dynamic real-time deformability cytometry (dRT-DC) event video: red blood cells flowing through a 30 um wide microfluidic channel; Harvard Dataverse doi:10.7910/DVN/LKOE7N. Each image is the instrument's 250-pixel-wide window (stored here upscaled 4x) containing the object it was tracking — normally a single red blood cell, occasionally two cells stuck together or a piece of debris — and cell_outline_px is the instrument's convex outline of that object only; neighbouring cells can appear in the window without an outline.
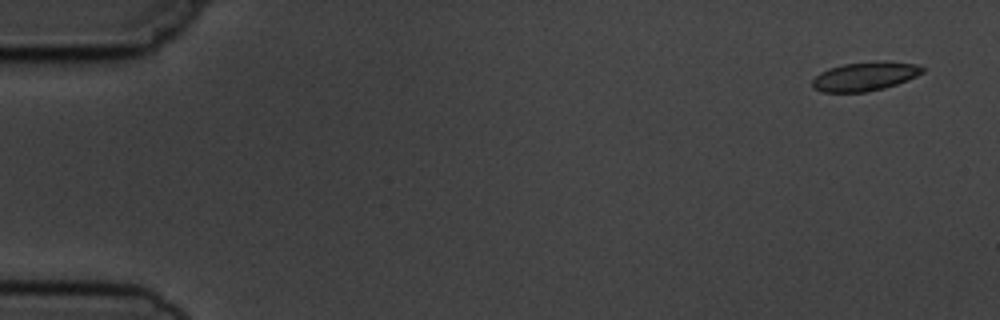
{"species": "common noctule bat (a hibernating species)", "species_latin": "Nyctalus noctula", "temperature_condition": "cold", "stored_images_in_passage": 6, "segment_of_instrument_passage": [1, 2], "camera_frame_rate_fps": 3000, "um_per_image_px": 0.085, "animal": {"sex": "male", "body_mass_g": 19.5, "forearm_length_mm": 54.6}, "frame": {"image": 1, "passage_image": 1, "time_ms": 0.0, "image_size_px": [1000, 320], "cell_outline_px": [[924, 72], [908, 80], [884, 88], [868, 92], [820, 92], [812, 88], [812, 80], [820, 72], [828, 68], [844, 64], [876, 60], [884, 60], [916, 64], [924, 68]], "centroid_in_image_um": [73.51, 6.48], "position_along_channel_um": 11.5, "area_um2": 18.84}}
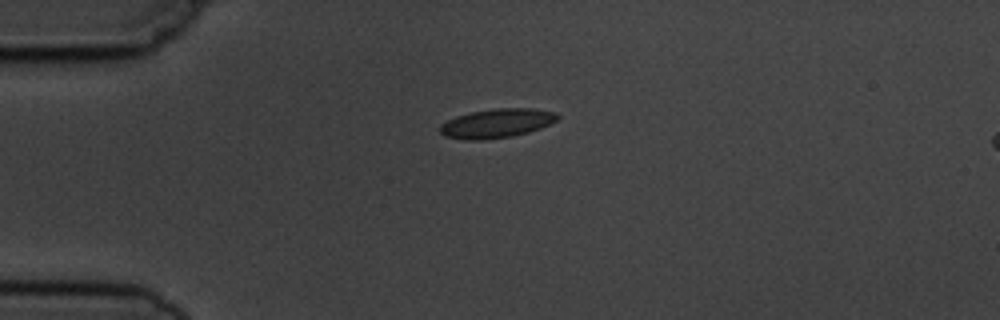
{"frame": {"image": 2, "passage_image": 4, "time_ms": 3.667, "image_size_px": [1000, 320], "cell_outline_px": [[560, 116], [556, 120], [540, 128], [528, 132], [512, 136], [480, 140], [468, 140], [444, 136], [440, 132], [440, 124], [456, 116], [472, 112], [492, 108], [532, 108], [556, 112]], "centroid_in_image_um": [42.21, 10.47], "position_along_channel_um": 42.8, "area_um2": 19.83}}